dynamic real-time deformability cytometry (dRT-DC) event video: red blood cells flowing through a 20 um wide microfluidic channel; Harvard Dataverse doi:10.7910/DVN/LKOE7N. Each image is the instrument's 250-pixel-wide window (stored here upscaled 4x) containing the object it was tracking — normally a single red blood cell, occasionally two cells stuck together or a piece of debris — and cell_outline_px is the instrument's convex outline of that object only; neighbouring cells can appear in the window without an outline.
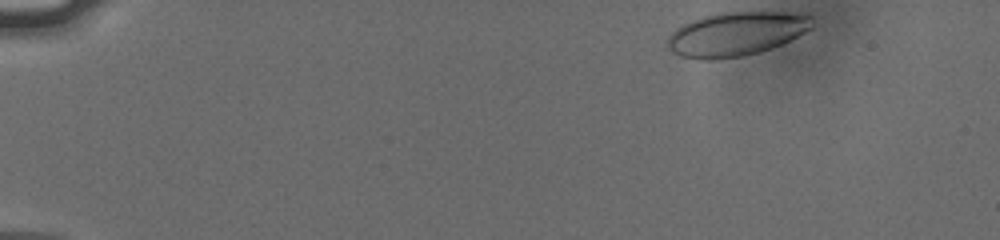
{"species": "human", "species_latin": "Homo sapiens", "temperature_condition": "cold", "stored_images_in_passage": 49, "camera_frame_rate_fps": 3000, "um_per_image_px": 0.085, "donor": {"sex": "male"}, "frame": {"image": 1, "passage_image": 1, "time_ms": 0.0, "image_size_px": [1000, 240], "cell_outline_px": [[812, 28], [780, 44], [760, 52], [744, 56], [716, 60], [700, 60], [680, 56], [672, 52], [668, 48], [668, 36], [676, 28], [692, 20], [704, 16], [720, 12], [784, 12], [812, 16]], "centroid_in_image_um": [62.53, 2.89], "position_along_channel_um": 22.5, "area_um2": 36.93}}
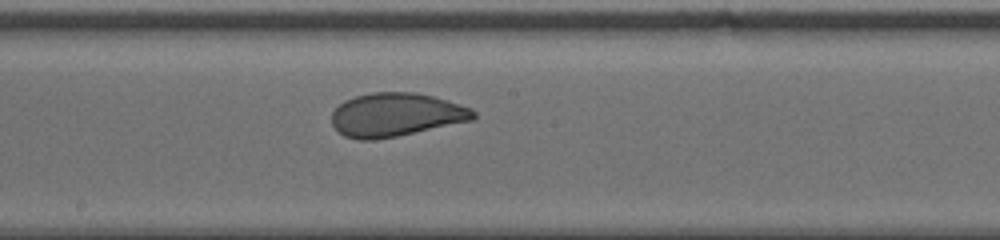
{"frame": {"image": 2, "passage_image": 26, "time_ms": 8.333, "image_size_px": [1000, 240], "cell_outline_px": [[476, 116], [472, 120], [396, 136], [372, 140], [360, 140], [344, 136], [332, 124], [332, 112], [344, 100], [356, 96], [372, 92], [416, 92], [448, 100], [472, 108], [476, 112]], "centroid_in_image_um": [33.65, 9.74], "position_along_channel_um": 214.5, "area_um2": 35.78}}
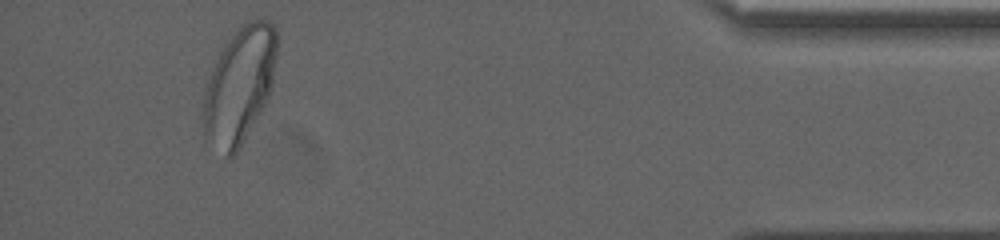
{"frame": {"image": 3, "passage_image": 46, "time_ms": 15.0, "image_size_px": [1000, 240], "cell_outline_px": [[276, 52], [272, 88], [264, 104], [240, 148], [232, 156], [224, 156], [204, 136], [200, 120], [204, 92], [220, 52], [224, 44], [236, 28], [248, 20], [268, 20], [276, 28]], "centroid_in_image_um": [20.32, 7.26], "position_along_channel_um": 414.9, "area_um2": 49.77}, "authors_computed_cell_mechanics": {"area_um2": 37.6278, "velocity_mm_per_s": 3.7736, "shape_relaxation_time_tau1_ms": 6.3974, "shape_relaxation_time_tau2_ms": null, "deformation_change_tau1": 0.1518, "deformation_change_tau2": null}}